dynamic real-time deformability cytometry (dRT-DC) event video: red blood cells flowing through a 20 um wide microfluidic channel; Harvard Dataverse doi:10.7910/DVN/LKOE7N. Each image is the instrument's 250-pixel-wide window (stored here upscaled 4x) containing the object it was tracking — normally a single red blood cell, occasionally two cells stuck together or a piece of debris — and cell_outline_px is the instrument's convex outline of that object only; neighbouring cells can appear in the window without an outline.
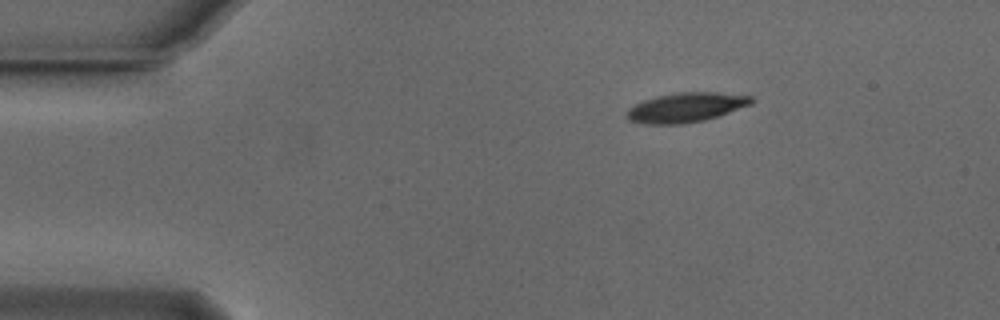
{"species": "Egyptian fruit bat (a non-hibernating species)", "species_latin": "Rousettus aegyptiacus", "temperature_condition": "cold", "stored_images_in_passage": 46, "camera_frame_rate_fps": 3000, "um_per_image_px": 0.085, "animal": {"sex": "male"}, "frame": {"image": 1, "passage_image": 1, "time_ms": 0.0, "image_size_px": [1000, 320], "cell_outline_px": [[752, 104], [704, 120], [684, 124], [644, 124], [628, 120], [624, 116], [628, 108], [644, 100], [656, 96], [676, 92], [716, 92], [752, 96]], "centroid_in_image_um": [58.25, 9.13], "position_along_channel_um": 26.8, "area_um2": 21.44}}
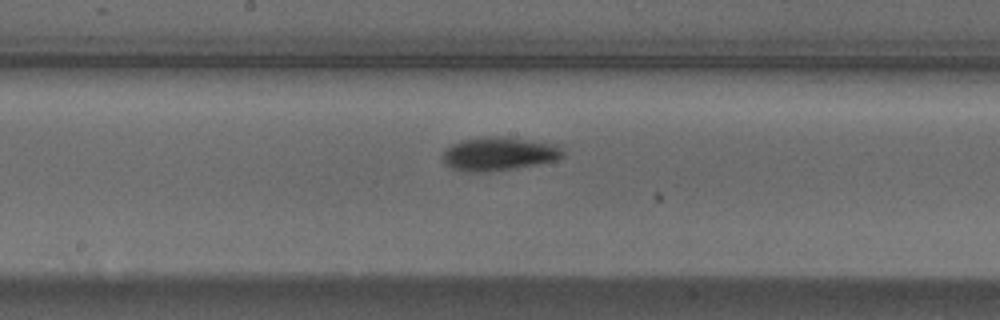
{"frame": {"image": 2, "passage_image": 20, "time_ms": 6.333, "image_size_px": [1000, 320], "cell_outline_px": [[564, 156], [556, 160], [516, 168], [488, 172], [468, 172], [452, 168], [444, 160], [444, 152], [452, 144], [460, 140], [484, 136], [496, 136], [556, 144], [564, 152]], "centroid_in_image_um": [42.41, 13.08], "position_along_channel_um": 205.8, "area_um2": 23.18}}
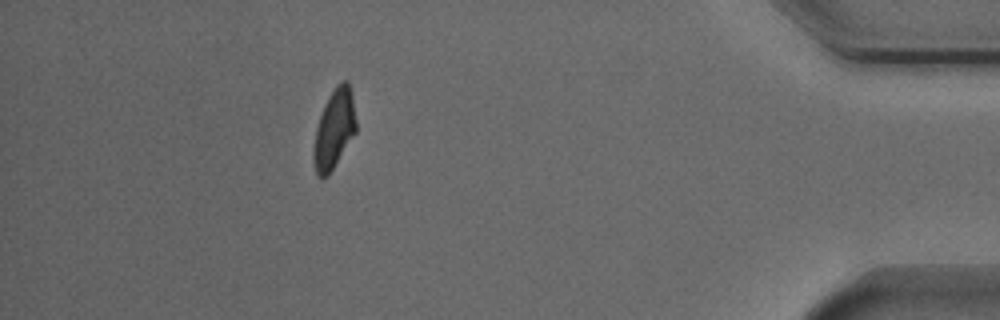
{"frame": {"image": 3, "passage_image": 40, "time_ms": 13.0, "image_size_px": [1000, 320], "cell_outline_px": [[356, 132], [328, 176], [320, 180], [316, 176], [312, 160], [312, 148], [316, 128], [324, 104], [332, 88], [336, 84], [344, 80], [348, 80], [352, 96], [356, 120]], "centroid_in_image_um": [28.37, 11.0], "position_along_channel_um": 406.8, "area_um2": 20.0}, "authors_computed_cell_mechanics": {"area_um2": 21.3282, "velocity_mm_per_s": 3.8345, "shape_relaxation_time_tau1_ms": 2.7151, "shape_relaxation_time_tau2_ms": null, "deformation_change_tau1": 0.1196, "deformation_change_tau2": null}}